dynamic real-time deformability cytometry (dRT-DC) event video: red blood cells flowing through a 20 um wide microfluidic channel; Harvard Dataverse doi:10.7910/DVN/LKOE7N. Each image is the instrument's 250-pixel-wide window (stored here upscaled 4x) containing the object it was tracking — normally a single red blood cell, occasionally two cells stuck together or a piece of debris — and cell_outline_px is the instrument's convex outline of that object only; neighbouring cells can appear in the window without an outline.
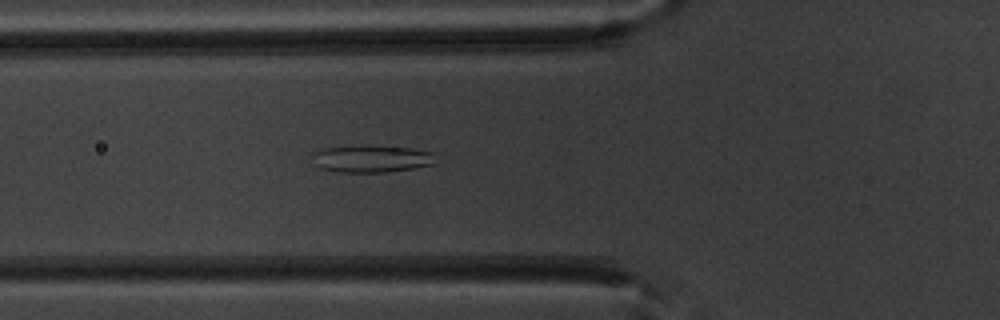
{"species": "common noctule bat (a hibernating species)", "species_latin": "Nyctalus noctula", "temperature_condition": "warm", "stored_images_in_passage": 45, "camera_frame_rate_fps": 3000, "um_per_image_px": 0.085, "animal": {"sex": "male", "body_mass_g": 20.1, "forearm_length_mm": 53.5}, "frame": {"image": 1, "passage_image": 13, "time_ms": 4.0, "image_size_px": [1000, 320], "cell_outline_px": [[436, 164], [412, 168], [384, 172], [340, 172], [320, 168], [316, 164], [312, 156], [312, 152], [324, 148], [360, 144], [408, 148], [432, 152]], "centroid_in_image_um": [31.54, 13.47], "position_along_channel_um": 94.3, "area_um2": 19.65}}
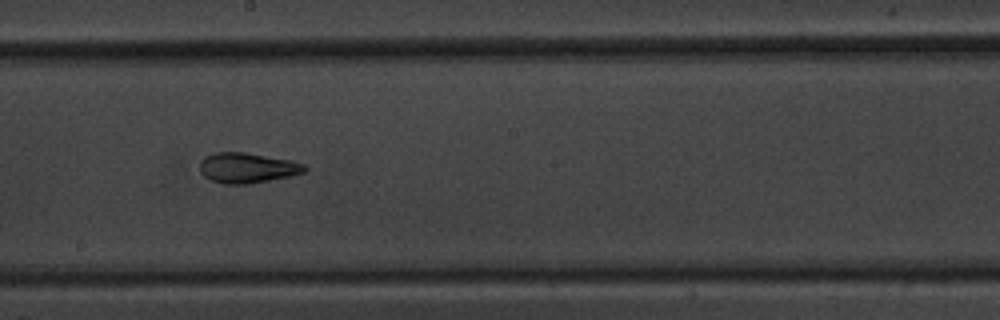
{"frame": {"image": 2, "passage_image": 23, "time_ms": 7.333, "image_size_px": [1000, 320], "cell_outline_px": [[308, 168], [304, 172], [288, 176], [248, 184], [220, 184], [204, 176], [200, 172], [200, 160], [204, 156], [212, 152], [244, 152], [292, 160], [304, 164]], "centroid_in_image_um": [20.98, 14.25], "position_along_channel_um": 227.2, "area_um2": 18.55}}
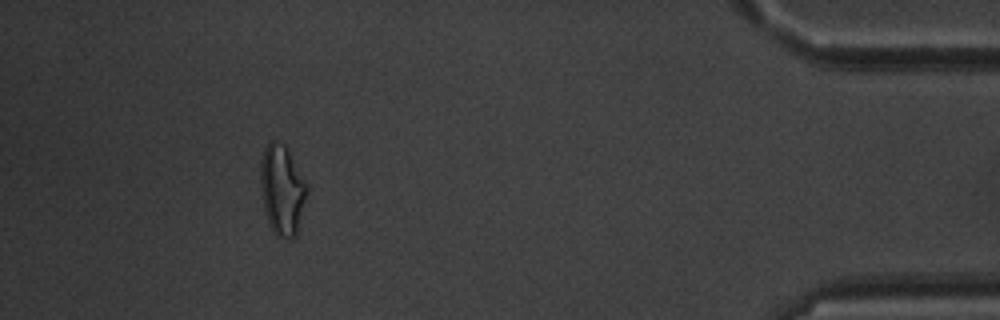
{"frame": {"image": 3, "passage_image": 41, "time_ms": 13.333, "image_size_px": [1000, 320], "cell_outline_px": [[308, 192], [296, 236], [292, 240], [280, 240], [272, 232], [264, 208], [260, 184], [260, 160], [264, 148], [272, 140], [276, 140], [284, 144], [288, 148], [308, 184]], "centroid_in_image_um": [23.99, 16.16], "position_along_channel_um": 411.2, "area_um2": 25.03}, "authors_computed_cell_mechanics": {"area_um2": 20.4612, "velocity_mm_per_s": 3.971, "shape_relaxation_time_tau1_ms": 8.8406, "shape_relaxation_time_tau2_ms": 2.0597, "deformation_change_tau1": 0.218, "deformation_change_tau2": 0.1039}}